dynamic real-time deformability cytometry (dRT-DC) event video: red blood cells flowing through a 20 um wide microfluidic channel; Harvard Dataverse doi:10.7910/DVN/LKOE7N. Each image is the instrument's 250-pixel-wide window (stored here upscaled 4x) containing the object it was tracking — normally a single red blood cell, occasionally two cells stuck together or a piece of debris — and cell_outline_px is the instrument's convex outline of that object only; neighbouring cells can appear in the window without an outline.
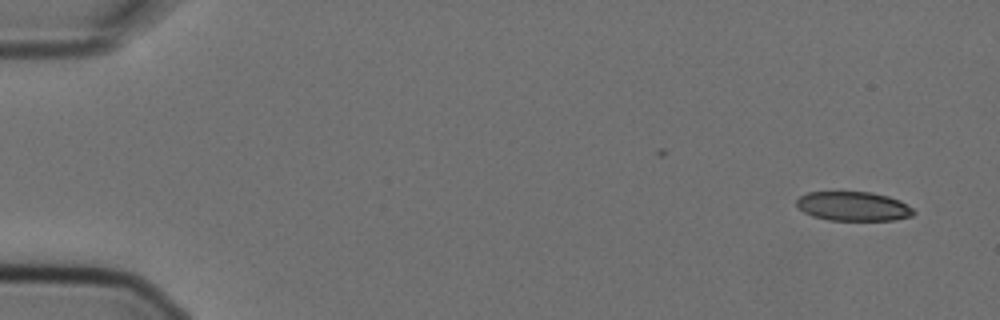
{"species": "Egyptian fruit bat (a non-hibernating species)", "species_latin": "Rousettus aegyptiacus", "temperature_condition": "cold", "stored_images_in_passage": 4, "camera_frame_rate_fps": 3000, "um_per_image_px": 0.085, "animal": {"sex": "female"}, "frame": {"image": 1, "passage_image": 1, "time_ms": 0.0, "image_size_px": [1000, 320], "cell_outline_px": [[916, 212], [912, 216], [892, 220], [828, 220], [812, 216], [804, 212], [796, 204], [796, 200], [800, 196], [808, 192], [872, 192], [888, 196], [900, 200], [912, 208]], "centroid_in_image_um": [72.54, 17.53], "position_along_channel_um": 12.5, "area_um2": 19.94}}
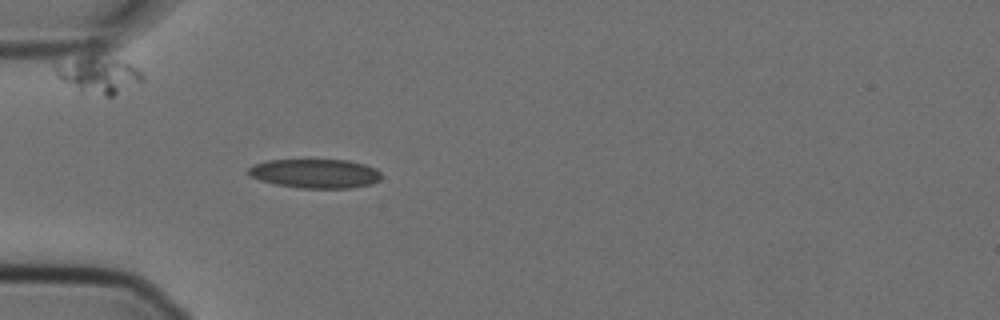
{"frame": {"image": 2, "passage_image": 4, "time_ms": 1.0, "image_size_px": [1000, 320], "cell_outline_px": [[380, 180], [372, 184], [348, 188], [300, 188], [276, 184], [260, 180], [248, 176], [248, 168], [252, 164], [268, 160], [348, 160], [364, 164], [376, 168], [380, 172]], "centroid_in_image_um": [26.77, 14.75], "position_along_channel_um": 58.2, "area_um2": 22.66}}